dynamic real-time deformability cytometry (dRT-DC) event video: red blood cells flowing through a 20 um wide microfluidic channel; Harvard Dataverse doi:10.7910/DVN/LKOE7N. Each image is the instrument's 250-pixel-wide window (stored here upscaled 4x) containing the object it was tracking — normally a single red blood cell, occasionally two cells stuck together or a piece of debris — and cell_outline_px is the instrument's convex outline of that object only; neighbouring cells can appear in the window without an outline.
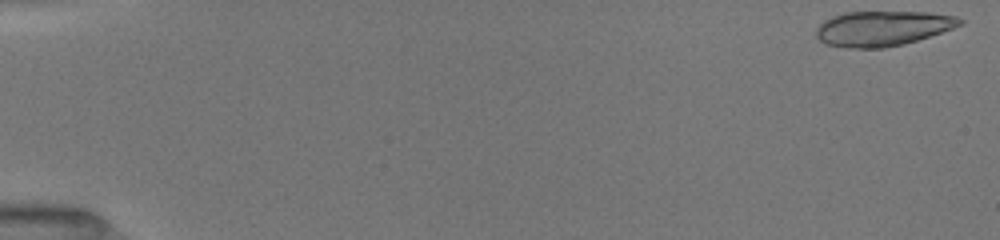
{"species": "common noctule bat (a hibernating species)", "species_latin": "Nyctalus noctula", "temperature_condition": "room temperature", "stored_images_in_passage": 12, "camera_frame_rate_fps": 3000, "um_per_image_px": 0.085, "animal": {"sex": "female", "body_mass_g": 19.5, "forearm_length_mm": 54.1}, "frame": {"image": 1, "passage_image": 1, "time_ms": 0.0, "image_size_px": [1000, 240], "cell_outline_px": [[964, 24], [904, 44], [884, 48], [844, 48], [828, 44], [820, 40], [816, 36], [816, 28], [824, 20], [832, 16], [844, 12], [928, 12], [956, 16], [964, 20]], "centroid_in_image_um": [75.0, 2.41], "position_along_channel_um": 10.0, "area_um2": 29.3}}
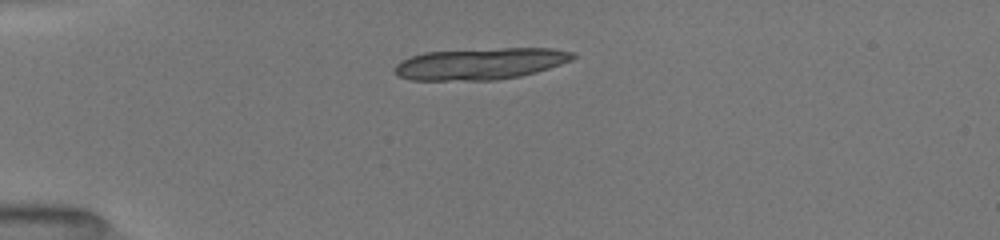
{"frame": {"image": 2, "passage_image": 7, "time_ms": 4.0, "image_size_px": [1000, 240], "cell_outline_px": [[576, 56], [572, 60], [536, 72], [520, 76], [496, 80], [412, 80], [396, 76], [392, 72], [392, 68], [400, 60], [424, 52], [500, 48], [552, 48], [576, 52]], "centroid_in_image_um": [40.79, 5.42], "position_along_channel_um": 44.2, "area_um2": 33.06}}
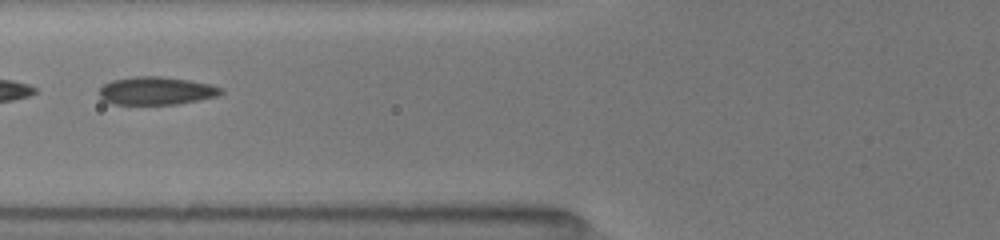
{"frame": {"image": 3, "passage_image": 11, "time_ms": 6.667, "image_size_px": [1000, 240], "cell_outline_px": [[224, 92], [216, 96], [200, 100], [176, 104], [112, 104], [104, 100], [100, 96], [100, 88], [104, 84], [112, 80], [136, 76], [160, 76], [188, 80], [212, 84], [224, 88]], "centroid_in_image_um": [13.32, 7.71], "position_along_channel_um": 112.5, "area_um2": 19.88}}